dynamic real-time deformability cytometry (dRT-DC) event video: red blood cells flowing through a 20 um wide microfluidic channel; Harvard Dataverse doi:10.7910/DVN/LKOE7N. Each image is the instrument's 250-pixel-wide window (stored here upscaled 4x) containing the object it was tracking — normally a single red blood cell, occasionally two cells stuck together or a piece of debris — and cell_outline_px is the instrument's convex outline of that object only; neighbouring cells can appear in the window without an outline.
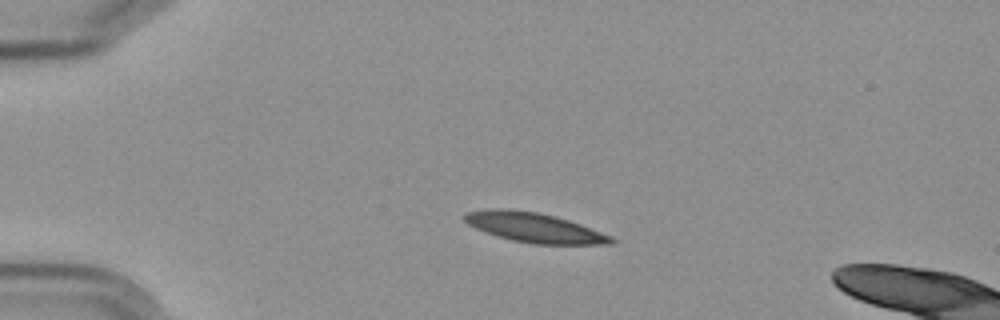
{"species": "Egyptian fruit bat (a non-hibernating species)", "species_latin": "Rousettus aegyptiacus", "temperature_condition": "cold", "stored_images_in_passage": 5, "camera_frame_rate_fps": 3000, "um_per_image_px": 0.085, "frame": {"image": 1, "passage_image": 3, "time_ms": 2.333, "image_size_px": [1000, 320], "cell_outline_px": [[616, 244], [532, 244], [512, 240], [476, 228], [468, 224], [464, 220], [464, 212], [496, 208], [504, 208], [536, 212], [556, 216], [580, 224], [612, 236], [616, 240]], "centroid_in_image_um": [45.45, 19.34], "position_along_channel_um": 39.6, "area_um2": 25.14}}